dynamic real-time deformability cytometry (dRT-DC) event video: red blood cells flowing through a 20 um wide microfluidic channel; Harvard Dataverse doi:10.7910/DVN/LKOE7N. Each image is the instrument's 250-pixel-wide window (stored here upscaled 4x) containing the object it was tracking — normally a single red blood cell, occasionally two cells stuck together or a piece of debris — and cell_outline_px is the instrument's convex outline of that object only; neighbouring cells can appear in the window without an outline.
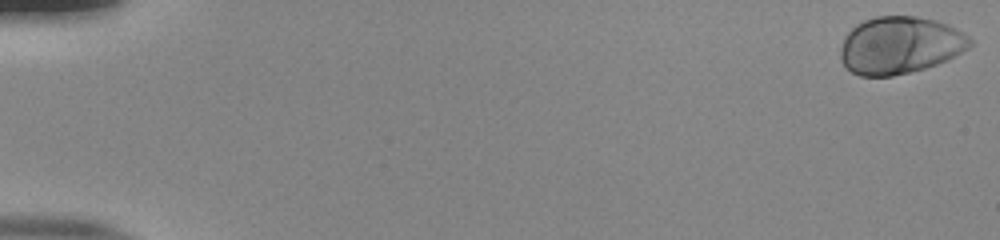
{"species": "human", "species_latin": "Homo sapiens", "temperature_condition": "room temperature", "stored_images_in_passage": 54, "camera_frame_rate_fps": 3000, "um_per_image_px": 0.085, "donor": {"sex": "male"}, "frame": {"image": 1, "passage_image": 1, "time_ms": 0.0, "image_size_px": [1000, 240], "cell_outline_px": [[972, 44], [968, 48], [948, 60], [924, 68], [892, 76], [860, 76], [844, 68], [840, 60], [840, 48], [844, 36], [856, 24], [864, 20], [876, 16], [916, 16], [936, 20], [948, 24], [968, 36], [972, 40]], "centroid_in_image_um": [76.46, 3.84], "position_along_channel_um": 8.5, "area_um2": 43.41}}
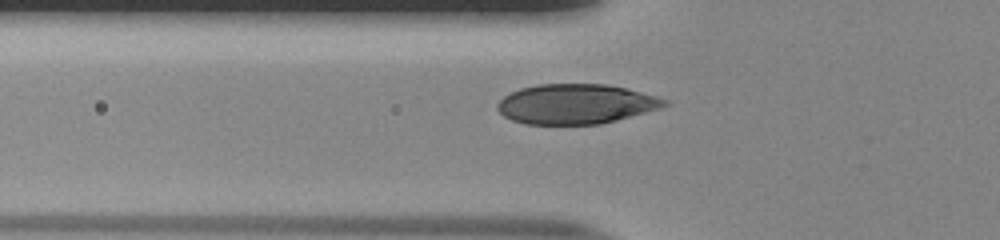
{"frame": {"image": 2, "passage_image": 20, "time_ms": 6.333, "image_size_px": [1000, 240], "cell_outline_px": [[668, 104], [660, 108], [616, 120], [600, 124], [524, 124], [512, 120], [504, 116], [496, 108], [496, 104], [504, 96], [520, 88], [540, 84], [608, 84], [628, 88], [656, 96], [668, 100]], "centroid_in_image_um": [48.94, 8.83], "position_along_channel_um": 76.9, "area_um2": 38.78}}
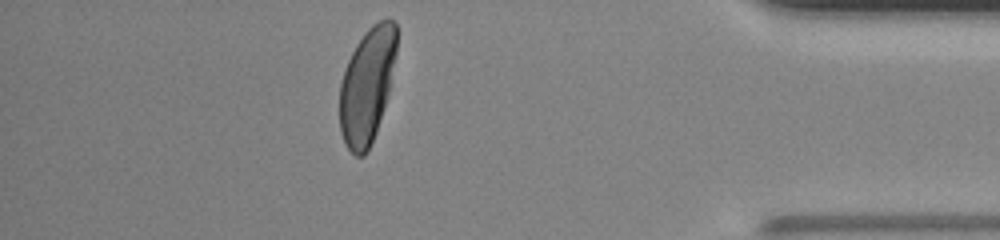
{"frame": {"image": 3, "passage_image": 48, "time_ms": 15.667, "image_size_px": [1000, 240], "cell_outline_px": [[396, 52], [388, 92], [376, 132], [364, 156], [356, 156], [344, 144], [340, 132], [340, 84], [344, 68], [356, 44], [364, 32], [372, 24], [388, 16], [396, 20]], "centroid_in_image_um": [31.19, 7.22], "position_along_channel_um": 404.0, "area_um2": 38.15}, "authors_computed_cell_mechanics": {"area_um2": 40.2866, "velocity_mm_per_s": 3.8692, "shape_relaxation_time_tau1_ms": 2.3313, "shape_relaxation_time_tau2_ms": null, "deformation_change_tau1": 0.1627, "deformation_change_tau2": null}}